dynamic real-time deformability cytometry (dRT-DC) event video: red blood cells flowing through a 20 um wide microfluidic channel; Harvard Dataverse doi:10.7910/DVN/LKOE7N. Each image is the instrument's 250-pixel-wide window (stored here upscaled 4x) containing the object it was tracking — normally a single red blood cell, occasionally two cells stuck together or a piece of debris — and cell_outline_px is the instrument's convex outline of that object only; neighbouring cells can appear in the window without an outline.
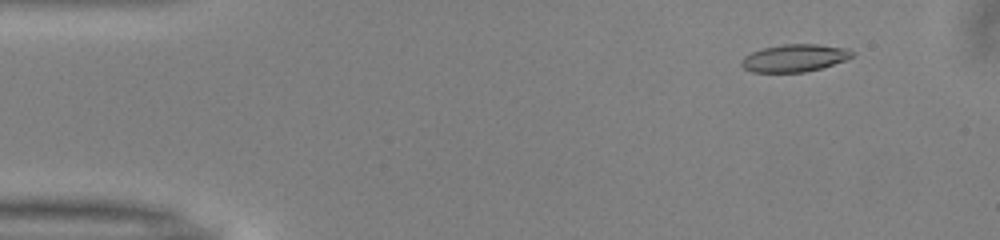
{"species": "common noctule bat (a hibernating species)", "species_latin": "Nyctalus noctula", "temperature_condition": "warm", "stored_images_in_passage": 41, "camera_frame_rate_fps": 3000, "um_per_image_px": 0.085, "animal": {"sex": "male", "body_mass_g": 13.0, "forearm_length_mm": 53.1}, "frame": {"image": 1, "passage_image": 5, "time_ms": 1.333, "image_size_px": [1000, 240], "cell_outline_px": [[852, 56], [844, 60], [820, 68], [804, 72], [752, 72], [744, 68], [740, 64], [740, 60], [744, 56], [752, 52], [764, 48], [784, 44], [816, 44], [848, 48], [852, 52]], "centroid_in_image_um": [67.49, 4.93], "position_along_channel_um": 17.5, "area_um2": 17.51}}
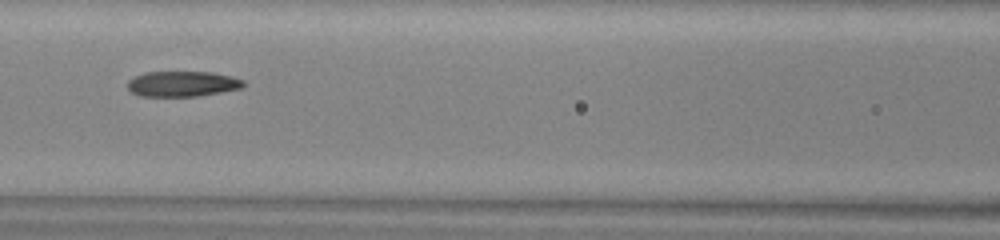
{"frame": {"image": 2, "passage_image": 22, "time_ms": 7.0, "image_size_px": [1000, 240], "cell_outline_px": [[244, 88], [196, 96], [140, 96], [132, 92], [128, 88], [128, 80], [144, 72], [212, 72], [244, 80]], "centroid_in_image_um": [15.5, 7.13], "position_along_channel_um": 151.1, "area_um2": 17.05}}
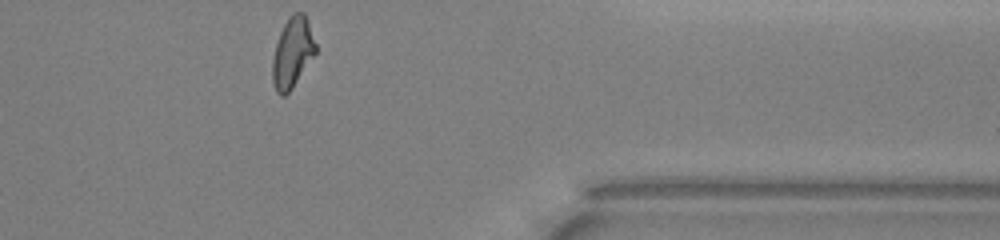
{"frame": {"image": 3, "passage_image": 41, "time_ms": 13.333, "image_size_px": [1000, 240], "cell_outline_px": [[316, 52], [292, 88], [284, 96], [280, 96], [276, 92], [272, 84], [272, 60], [276, 44], [280, 32], [288, 16], [292, 12], [304, 12], [308, 20], [316, 44]], "centroid_in_image_um": [24.84, 4.46], "position_along_channel_um": 386.6, "area_um2": 17.74}, "authors_computed_cell_mechanics": {"area_um2": 17.918, "velocity_mm_per_s": 4.0351, "shape_relaxation_time_tau1_ms": 6.0226, "shape_relaxation_time_tau2_ms": 3.2751, "deformation_change_tau1": 0.197, "deformation_change_tau2": 0.1152}}